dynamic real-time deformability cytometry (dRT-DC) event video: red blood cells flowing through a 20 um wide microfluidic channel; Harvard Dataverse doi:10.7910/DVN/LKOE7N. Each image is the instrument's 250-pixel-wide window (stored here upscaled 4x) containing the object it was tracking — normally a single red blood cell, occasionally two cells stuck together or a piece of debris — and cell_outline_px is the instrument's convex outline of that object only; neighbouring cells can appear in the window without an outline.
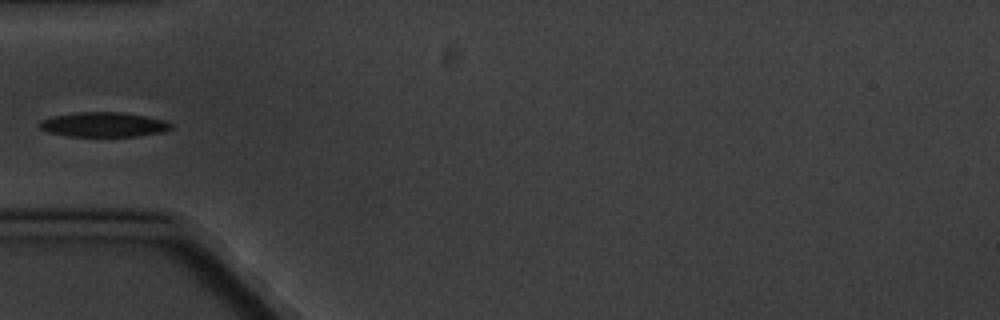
{"species": "common noctule bat (a hibernating species)", "species_latin": "Nyctalus noctula", "temperature_condition": "cold", "stored_images_in_passage": 4, "camera_frame_rate_fps": 3000, "um_per_image_px": 0.085, "animal": {"sex": "male", "body_mass_g": 20.1, "forearm_length_mm": 53.5}, "frame": {"image": 1, "passage_image": 4, "time_ms": 4.333, "image_size_px": [1000, 320], "cell_outline_px": [[172, 128], [164, 132], [136, 136], [68, 136], [48, 132], [40, 128], [36, 124], [40, 120], [52, 116], [76, 112], [120, 112], [144, 116], [164, 120], [172, 124]], "centroid_in_image_um": [8.77, 10.59], "position_along_channel_um": 76.2, "area_um2": 18.96}}